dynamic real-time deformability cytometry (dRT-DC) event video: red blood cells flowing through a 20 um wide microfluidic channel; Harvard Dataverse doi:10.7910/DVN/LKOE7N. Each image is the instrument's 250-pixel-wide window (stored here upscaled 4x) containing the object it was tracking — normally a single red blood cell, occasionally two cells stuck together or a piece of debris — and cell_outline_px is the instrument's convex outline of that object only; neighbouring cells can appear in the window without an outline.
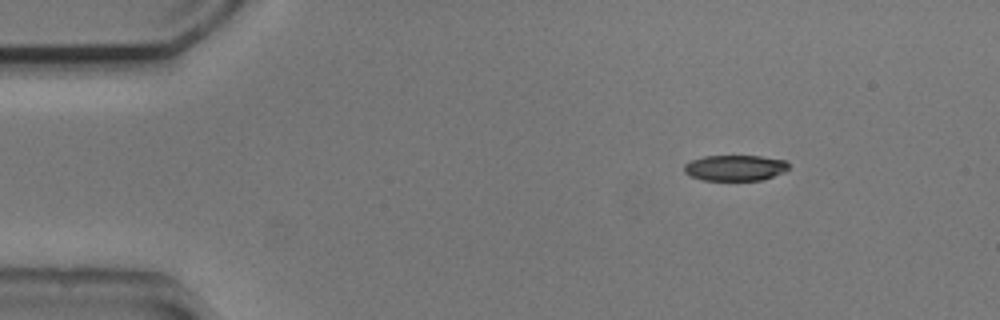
{"species": "common noctule bat (a hibernating species)", "species_latin": "Nyctalus noctula", "temperature_condition": "cold", "stored_images_in_passage": 3, "camera_frame_rate_fps": 3000, "um_per_image_px": 0.085, "animal": {"sex": "male", "body_mass_g": 20.5, "forearm_length_mm": 52.5}, "frame": {"image": 1, "passage_image": 1, "time_ms": 0.0, "image_size_px": [1000, 320], "cell_outline_px": [[788, 168], [784, 172], [760, 180], [704, 180], [692, 176], [684, 172], [684, 164], [692, 160], [704, 156], [760, 156], [788, 160]], "centroid_in_image_um": [62.49, 14.26], "position_along_channel_um": 22.5, "area_um2": 15.61}}